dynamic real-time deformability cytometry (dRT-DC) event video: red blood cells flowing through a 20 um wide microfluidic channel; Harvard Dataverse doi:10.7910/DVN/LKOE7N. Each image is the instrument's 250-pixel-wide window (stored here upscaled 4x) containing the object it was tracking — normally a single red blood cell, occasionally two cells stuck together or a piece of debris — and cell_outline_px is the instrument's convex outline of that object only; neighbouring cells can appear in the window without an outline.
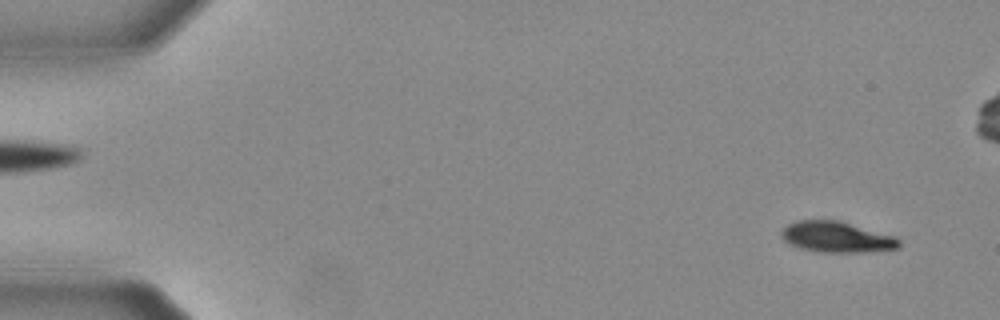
{"species": "Egyptian fruit bat (a non-hibernating species)", "species_latin": "Rousettus aegyptiacus", "temperature_condition": "warm", "stored_images_in_passage": 19, "camera_frame_rate_fps": 3000, "um_per_image_px": 0.085, "animal": {"sex": "female"}, "frame": {"image": 1, "passage_image": 3, "time_ms": 0.667, "image_size_px": [1000, 320], "cell_outline_px": [[900, 248], [864, 252], [820, 252], [800, 248], [788, 244], [784, 240], [780, 232], [788, 224], [796, 220], [840, 220], [896, 236], [900, 240]], "centroid_in_image_um": [71.13, 20.14], "position_along_channel_um": 13.9, "area_um2": 21.33}}